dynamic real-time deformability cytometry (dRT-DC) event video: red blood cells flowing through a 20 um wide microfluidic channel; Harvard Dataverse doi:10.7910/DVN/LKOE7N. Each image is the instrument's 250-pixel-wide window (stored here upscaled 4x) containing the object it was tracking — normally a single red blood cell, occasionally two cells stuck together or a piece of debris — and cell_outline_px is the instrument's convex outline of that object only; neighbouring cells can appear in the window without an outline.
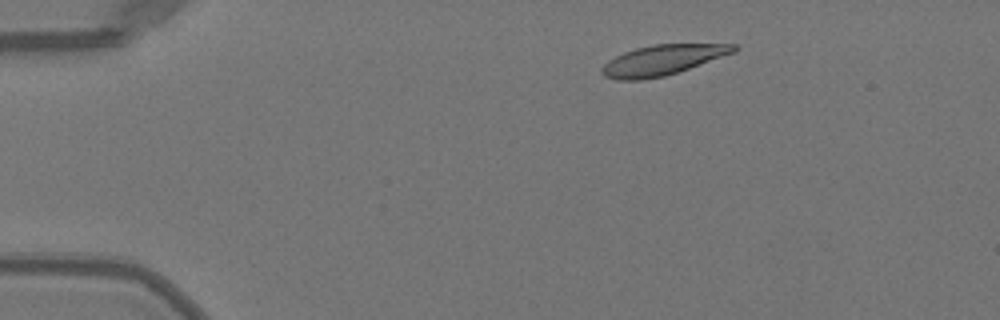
{"species": "Egyptian fruit bat (a non-hibernating species)", "species_latin": "Rousettus aegyptiacus", "temperature_condition": "warm", "stored_images_in_passage": 48, "camera_frame_rate_fps": 3000, "um_per_image_px": 0.085, "animal": {"sex": "female"}, "frame": {"image": 1, "passage_image": 6, "time_ms": 1.667, "image_size_px": [1000, 320], "cell_outline_px": [[740, 48], [736, 52], [664, 76], [640, 80], [616, 80], [604, 76], [600, 72], [600, 68], [608, 60], [624, 52], [636, 48], [652, 44], [736, 44]], "centroid_in_image_um": [56.29, 5.1], "position_along_channel_um": 28.7, "area_um2": 23.18}}
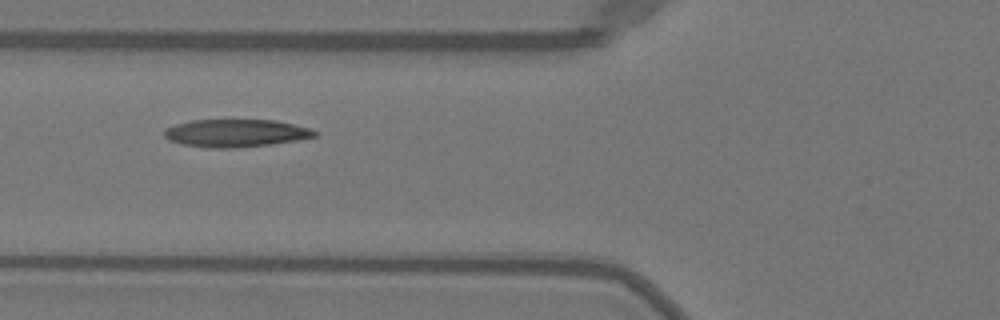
{"frame": {"image": 2, "passage_image": 17, "time_ms": 5.333, "image_size_px": [1000, 320], "cell_outline_px": [[320, 132], [316, 136], [296, 140], [272, 144], [236, 148], [208, 148], [184, 144], [168, 140], [164, 136], [164, 128], [176, 124], [192, 120], [276, 120], [308, 128]], "centroid_in_image_um": [20.03, 11.32], "position_along_channel_um": 105.8, "area_um2": 24.28}}
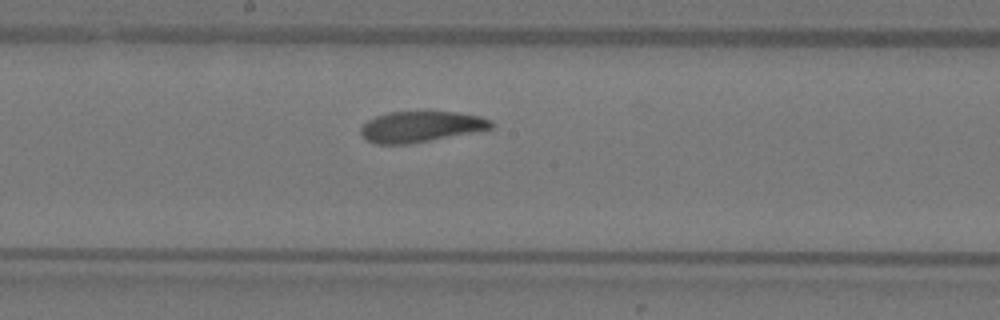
{"frame": {"image": 3, "passage_image": 25, "time_ms": 8.0, "image_size_px": [1000, 320], "cell_outline_px": [[492, 128], [472, 132], [408, 144], [376, 144], [368, 140], [360, 132], [360, 128], [368, 120], [376, 116], [388, 112], [456, 112], [480, 116], [492, 120]], "centroid_in_image_um": [35.75, 10.76], "position_along_channel_um": 212.4, "area_um2": 23.06}, "authors_computed_cell_mechanics": {"area_um2": 24.276, "velocity_mm_per_s": 3.9874, "shape_relaxation_time_tau1_ms": 5.5638, "shape_relaxation_time_tau2_ms": 3.0305, "deformation_change_tau1": 0.1874, "deformation_change_tau2": 0.0741}}